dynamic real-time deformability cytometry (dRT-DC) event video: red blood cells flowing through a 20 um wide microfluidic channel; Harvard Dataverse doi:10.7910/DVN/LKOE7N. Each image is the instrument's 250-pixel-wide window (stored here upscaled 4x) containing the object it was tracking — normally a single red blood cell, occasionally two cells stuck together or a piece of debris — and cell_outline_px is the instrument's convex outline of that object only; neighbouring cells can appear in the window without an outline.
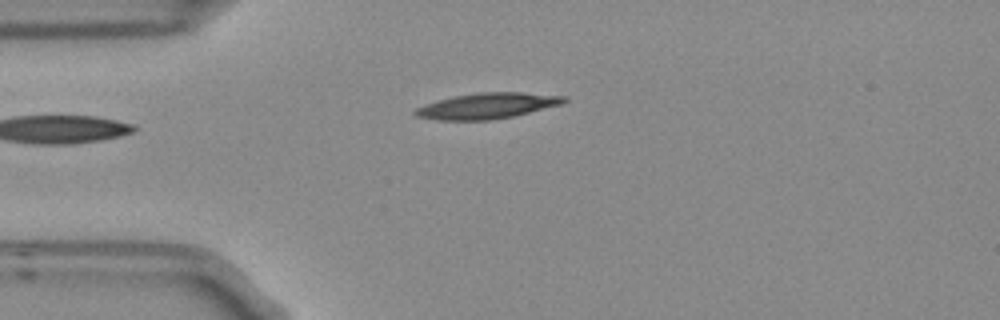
{"species": "Egyptian fruit bat (a non-hibernating species)", "species_latin": "Rousettus aegyptiacus", "temperature_condition": "room temperature", "stored_images_in_passage": 3, "camera_frame_rate_fps": 3000, "um_per_image_px": 0.085, "frame": {"image": 1, "passage_image": 3, "time_ms": 0.667, "image_size_px": [1000, 320], "cell_outline_px": [[568, 100], [560, 104], [512, 116], [488, 120], [440, 120], [416, 116], [412, 112], [416, 108], [436, 100], [452, 96], [476, 92], [524, 92], [568, 96]], "centroid_in_image_um": [41.39, 8.98], "position_along_channel_um": 43.6, "area_um2": 22.25}}